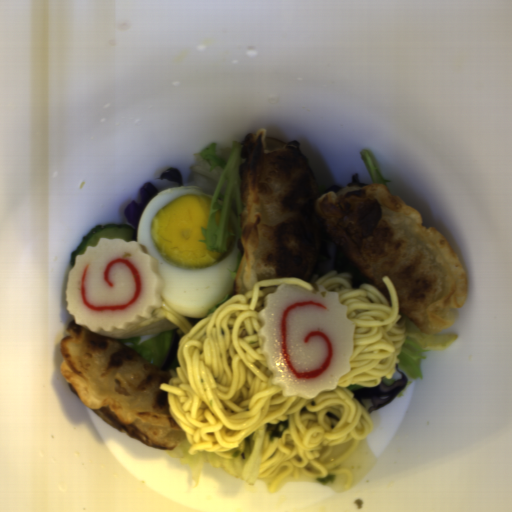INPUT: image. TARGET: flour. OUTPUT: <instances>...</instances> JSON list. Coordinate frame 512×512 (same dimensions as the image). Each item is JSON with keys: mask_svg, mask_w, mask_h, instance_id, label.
Listing matches in <instances>:
<instances>
[{"mask_svg": "<svg viewBox=\"0 0 512 512\" xmlns=\"http://www.w3.org/2000/svg\"><path fill=\"white\" fill-rule=\"evenodd\" d=\"M266 132L246 133L239 152L243 255L232 296L266 279L307 281L324 232L390 305L383 277L391 279L399 312L421 332L452 325L469 286L446 237L424 227L422 214L383 183L350 182L321 196L299 142L267 138Z\"/></svg>", "mask_w": 512, "mask_h": 512, "instance_id": "1", "label": "flour"}, {"mask_svg": "<svg viewBox=\"0 0 512 512\" xmlns=\"http://www.w3.org/2000/svg\"><path fill=\"white\" fill-rule=\"evenodd\" d=\"M59 371L73 393L114 429L158 451L185 437L161 382L173 378L134 349L70 320Z\"/></svg>", "mask_w": 512, "mask_h": 512, "instance_id": "2", "label": "flour"}]
</instances>
